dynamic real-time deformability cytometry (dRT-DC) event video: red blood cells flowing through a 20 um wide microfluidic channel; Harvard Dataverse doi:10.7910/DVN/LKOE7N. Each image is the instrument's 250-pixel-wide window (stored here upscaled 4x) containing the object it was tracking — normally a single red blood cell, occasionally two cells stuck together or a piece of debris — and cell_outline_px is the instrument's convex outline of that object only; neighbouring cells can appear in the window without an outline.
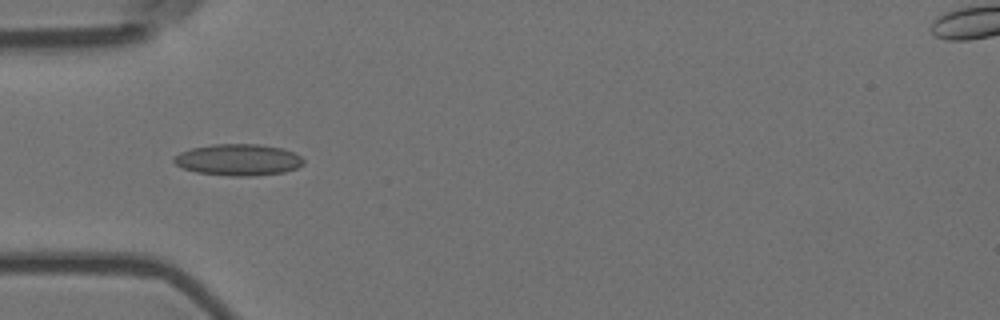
{"species": "Egyptian fruit bat (a non-hibernating species)", "species_latin": "Rousettus aegyptiacus", "temperature_condition": "room temperature", "stored_images_in_passage": 8, "camera_frame_rate_fps": 3000, "um_per_image_px": 0.085, "animal": {"sex": "female"}, "frame": {"image": 1, "passage_image": 6, "time_ms": 1.667, "image_size_px": [1000, 320], "cell_outline_px": [[304, 164], [296, 168], [284, 172], [256, 176], [232, 176], [196, 172], [184, 168], [176, 164], [172, 160], [172, 156], [180, 152], [192, 148], [212, 144], [256, 144], [284, 148], [296, 152], [304, 160]], "centroid_in_image_um": [20.27, 13.58], "position_along_channel_um": 64.7, "area_um2": 23.99}}
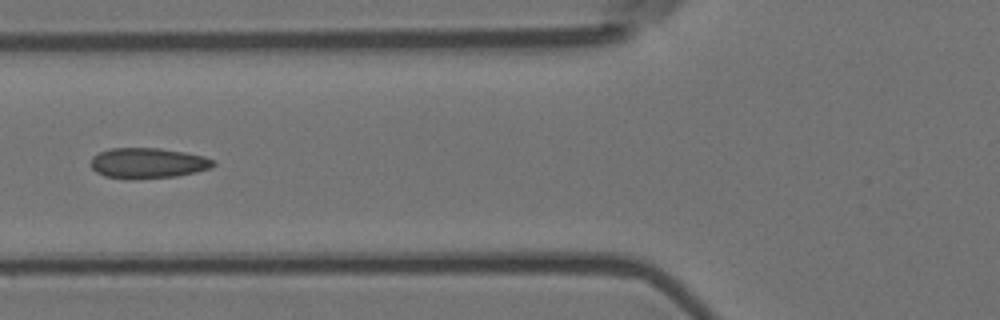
{"frame": {"image": 2, "passage_image": 7, "time_ms": 2.0, "image_size_px": [1000, 320], "cell_outline_px": [[216, 164], [212, 168], [196, 172], [176, 176], [132, 180], [124, 180], [104, 176], [96, 172], [92, 168], [92, 156], [108, 148], [160, 148], [184, 152], [204, 156], [216, 160]], "centroid_in_image_um": [12.58, 13.88], "position_along_channel_um": 113.2, "area_um2": 22.14}}
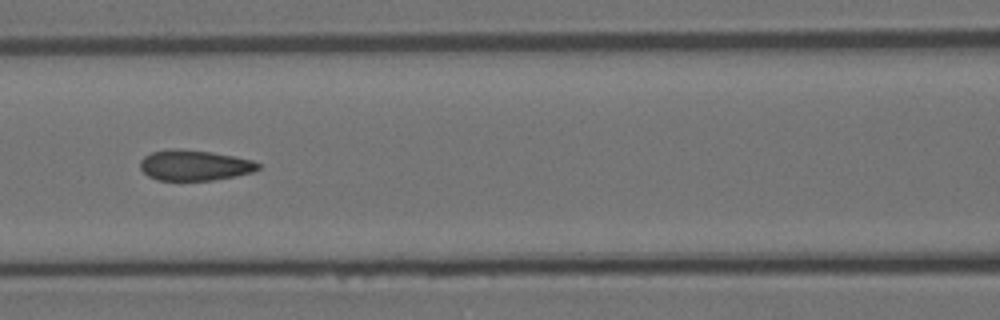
{"frame": {"image": 3, "passage_image": 8, "time_ms": 2.333, "image_size_px": [1000, 320], "cell_outline_px": [[260, 168], [252, 172], [236, 176], [212, 180], [156, 180], [148, 176], [140, 168], [140, 160], [144, 156], [152, 152], [172, 148], [176, 148], [212, 152], [252, 160], [260, 164]], "centroid_in_image_um": [16.51, 14.05], "position_along_channel_um": 150.1, "area_um2": 20.98}}